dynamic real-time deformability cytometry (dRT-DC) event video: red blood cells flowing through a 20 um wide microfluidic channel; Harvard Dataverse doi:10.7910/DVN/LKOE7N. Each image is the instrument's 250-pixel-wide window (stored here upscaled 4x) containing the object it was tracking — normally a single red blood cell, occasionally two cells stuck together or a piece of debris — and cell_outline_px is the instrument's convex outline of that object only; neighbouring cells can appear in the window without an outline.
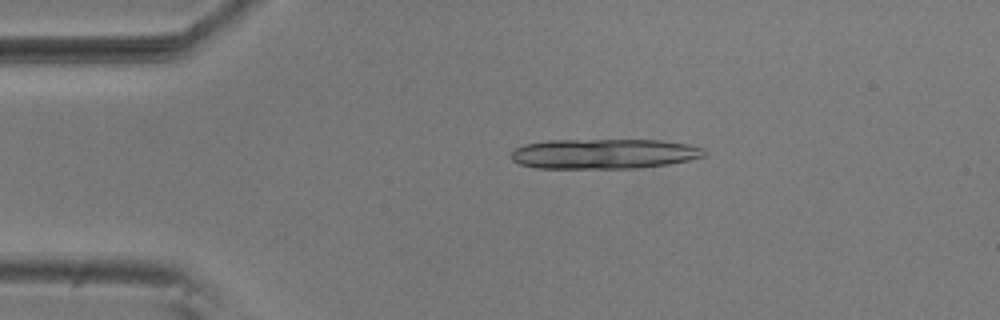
{"species": "common noctule bat (a hibernating species)", "species_latin": "Nyctalus noctula", "temperature_condition": "room temperature", "stored_images_in_passage": 17, "camera_frame_rate_fps": 3000, "um_per_image_px": 0.085, "animal": {"sex": "male", "body_mass_g": 20.5, "forearm_length_mm": 52.5}, "frame": {"image": 1, "passage_image": 10, "time_ms": 3.0, "image_size_px": [1000, 320], "cell_outline_px": [[704, 156], [688, 160], [668, 164], [636, 168], [536, 168], [520, 164], [512, 160], [512, 152], [516, 148], [524, 144], [548, 140], [660, 140], [688, 144], [704, 148]], "centroid_in_image_um": [51.32, 13.07], "position_along_channel_um": 33.7, "area_um2": 33.7}}